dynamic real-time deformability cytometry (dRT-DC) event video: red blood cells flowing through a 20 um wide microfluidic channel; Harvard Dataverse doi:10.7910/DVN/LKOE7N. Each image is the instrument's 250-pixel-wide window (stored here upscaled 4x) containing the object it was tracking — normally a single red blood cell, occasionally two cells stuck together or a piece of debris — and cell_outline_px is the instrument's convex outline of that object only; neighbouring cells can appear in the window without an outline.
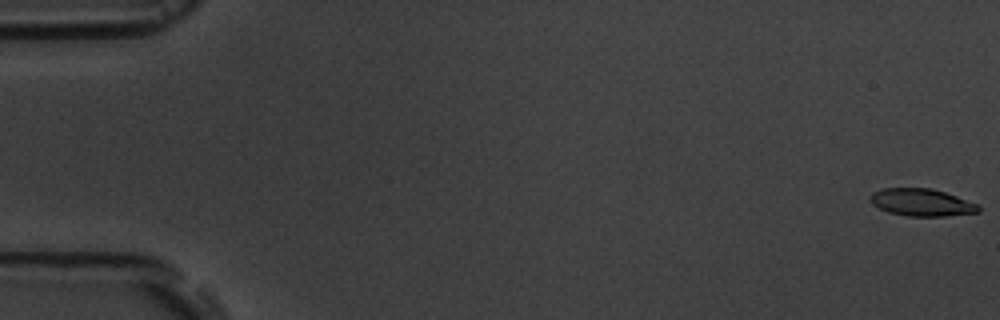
{"species": "common noctule bat (a hibernating species)", "species_latin": "Nyctalus noctula", "temperature_condition": "room temperature", "stored_images_in_passage": 17, "camera_frame_rate_fps": 3000, "um_per_image_px": 0.085, "animal": {"sex": "male", "body_mass_g": 19.5, "forearm_length_mm": 54.6}, "frame": {"image": 1, "passage_image": 1, "time_ms": 0.0, "image_size_px": [1000, 320], "cell_outline_px": [[980, 212], [944, 216], [908, 216], [888, 212], [872, 204], [868, 200], [868, 196], [872, 192], [880, 188], [932, 188], [956, 196], [976, 204], [980, 208]], "centroid_in_image_um": [78.27, 17.2], "position_along_channel_um": 6.7, "area_um2": 17.28}}
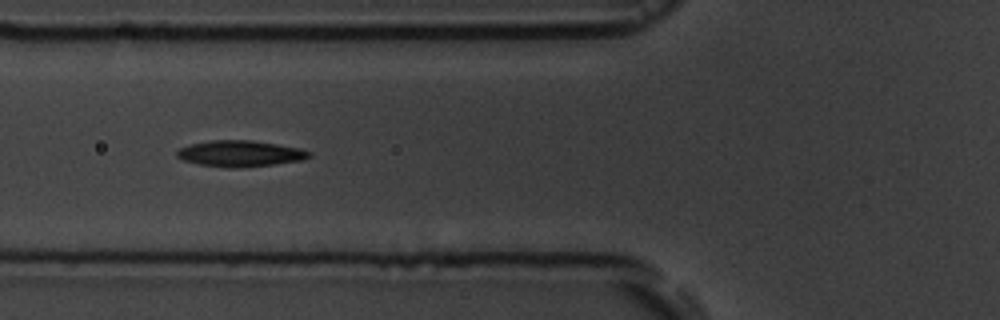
{"frame": {"image": 2, "passage_image": 7, "time_ms": 7.0, "image_size_px": [1000, 320], "cell_outline_px": [[312, 156], [304, 160], [240, 168], [228, 168], [200, 164], [184, 160], [176, 156], [176, 152], [180, 148], [188, 144], [208, 140], [252, 140], [300, 148], [312, 152]], "centroid_in_image_um": [20.42, 13.05], "position_along_channel_um": 105.4, "area_um2": 20.23}}
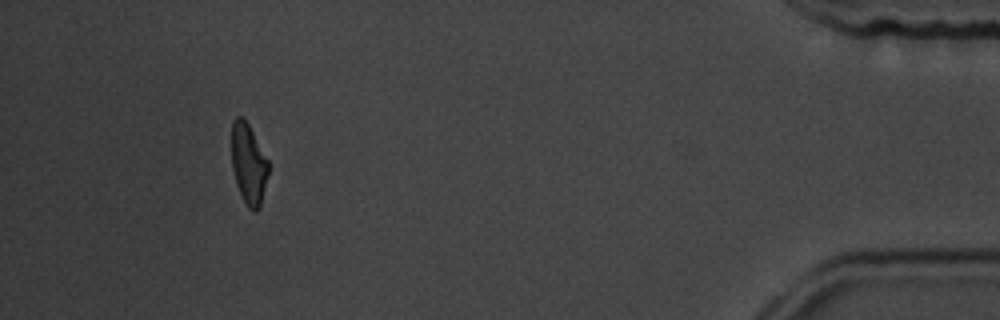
{"frame": {"image": 3, "passage_image": 16, "time_ms": 17.333, "image_size_px": [1000, 320], "cell_outline_px": [[268, 172], [260, 208], [256, 212], [252, 212], [248, 208], [236, 184], [232, 168], [232, 120], [236, 116], [244, 116], [268, 160]], "centroid_in_image_um": [21.12, 13.92], "position_along_channel_um": 414.1, "area_um2": 17.28}, "authors_computed_cell_mechanics": {"area_um2": 18.9584, "velocity_mm_per_s": 3.6225, "shape_relaxation_time_tau1_ms": 3.1434, "shape_relaxation_time_tau2_ms": 2.0465, "deformation_change_tau1": 0.1181, "deformation_change_tau2": 0.0753}}